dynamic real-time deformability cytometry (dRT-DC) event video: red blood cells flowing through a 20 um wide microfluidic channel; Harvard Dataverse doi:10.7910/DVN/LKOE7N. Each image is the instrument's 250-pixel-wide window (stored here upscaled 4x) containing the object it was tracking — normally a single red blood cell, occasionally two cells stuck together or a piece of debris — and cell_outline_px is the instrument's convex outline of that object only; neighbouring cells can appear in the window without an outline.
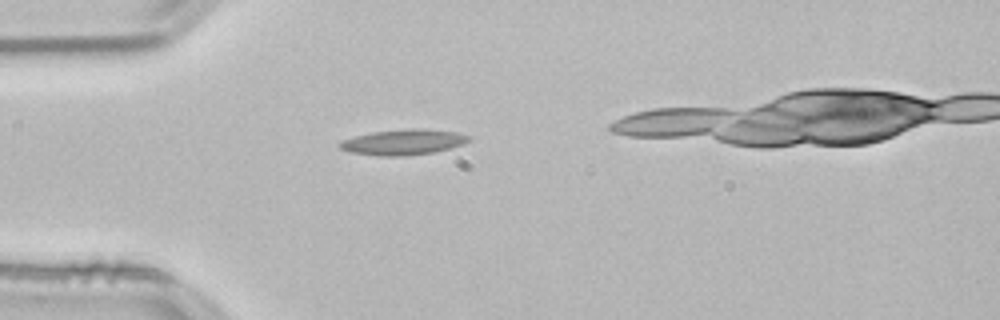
{"species": "common noctule bat (a hibernating species)", "species_latin": "Nyctalus noctula", "temperature_condition": "room temperature", "stored_images_in_passage": 31, "camera_frame_rate_fps": 3000, "um_per_image_px": 0.085, "animal": {"sex": "male", "body_mass_g": 21.5, "forearm_length_mm": 52.0}, "frame": {"image": 1, "passage_image": 2, "time_ms": 0.333, "image_size_px": [1000, 320], "cell_outline_px": [[472, 136], [468, 140], [460, 144], [448, 148], [432, 152], [404, 156], [380, 156], [352, 152], [340, 148], [336, 144], [340, 140], [372, 132], [412, 128], [420, 128], [456, 132]], "centroid_in_image_um": [34.23, 12.07], "position_along_channel_um": 50.8, "area_um2": 18.96}}
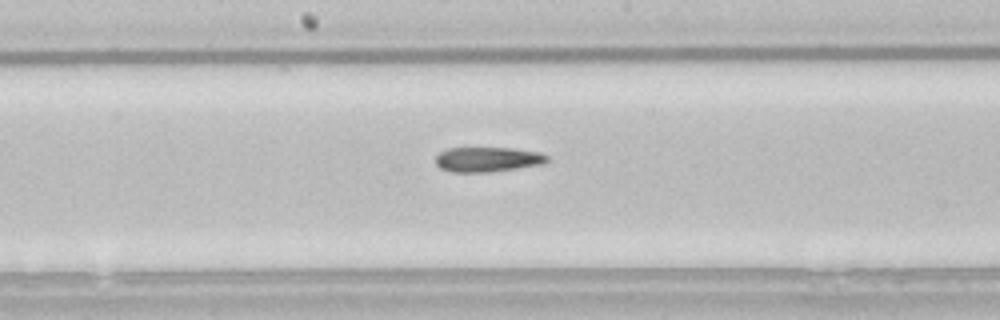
{"frame": {"image": 2, "passage_image": 15, "time_ms": 4.667, "image_size_px": [1000, 320], "cell_outline_px": [[548, 160], [544, 164], [488, 172], [452, 172], [440, 168], [436, 164], [436, 156], [440, 152], [448, 148], [512, 148], [540, 152], [548, 156]], "centroid_in_image_um": [41.45, 13.55], "position_along_channel_um": 206.8, "area_um2": 16.13}}
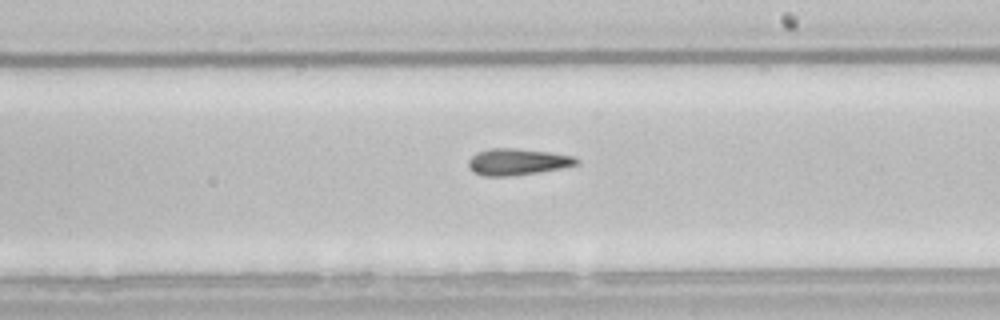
{"frame": {"image": 3, "passage_image": 18, "time_ms": 5.667, "image_size_px": [1000, 320], "cell_outline_px": [[580, 164], [560, 168], [536, 172], [508, 176], [484, 176], [472, 172], [468, 168], [468, 160], [476, 152], [492, 148], [516, 148], [552, 152], [576, 156], [580, 160]], "centroid_in_image_um": [43.99, 13.74], "position_along_channel_um": 245.0, "area_um2": 16.88}}